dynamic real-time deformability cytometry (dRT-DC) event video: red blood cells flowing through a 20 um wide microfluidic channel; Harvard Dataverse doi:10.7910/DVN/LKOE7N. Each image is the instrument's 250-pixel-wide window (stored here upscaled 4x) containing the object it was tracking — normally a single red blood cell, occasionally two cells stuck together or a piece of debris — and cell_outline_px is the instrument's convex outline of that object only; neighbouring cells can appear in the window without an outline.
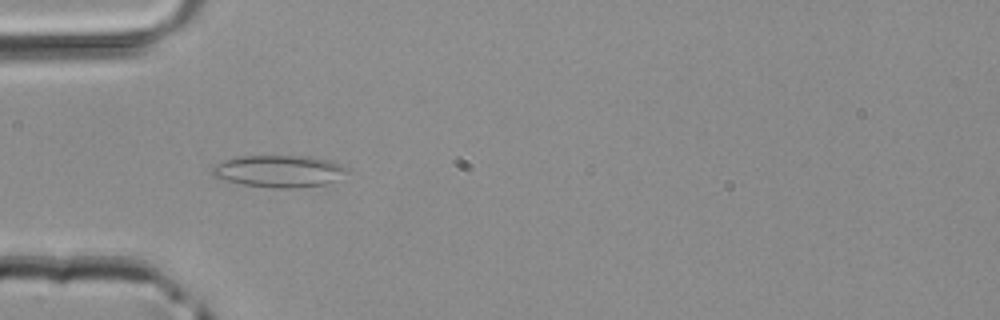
{"species": "common noctule bat (a hibernating species)", "species_latin": "Nyctalus noctula", "temperature_condition": "room temperature", "stored_images_in_passage": 3, "camera_frame_rate_fps": 3000, "um_per_image_px": 0.085, "animal": {"sex": "male", "body_mass_g": 20.4}, "frame": {"image": 1, "passage_image": 2, "time_ms": 0.333, "image_size_px": [1000, 320], "cell_outline_px": [[352, 168], [336, 180], [324, 184], [292, 188], [276, 188], [244, 184], [224, 180], [212, 176], [212, 168], [216, 164], [224, 160], [240, 156], [308, 156], [332, 160]], "centroid_in_image_um": [23.76, 14.53], "position_along_channel_um": 61.2, "area_um2": 25.2}}
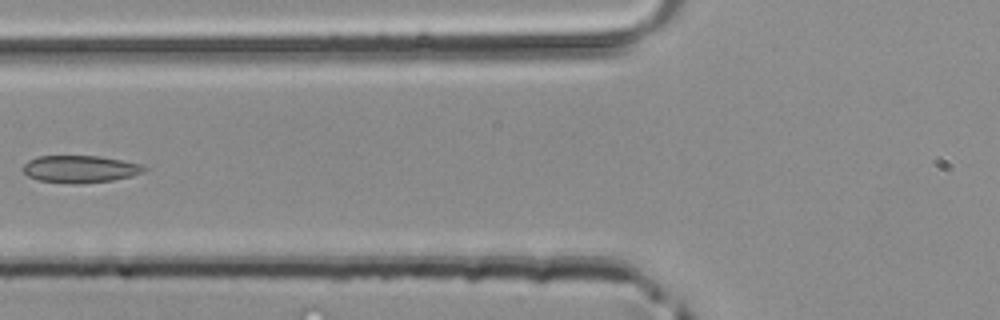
{"frame": {"image": 2, "passage_image": 3, "time_ms": 0.667, "image_size_px": [1000, 320], "cell_outline_px": [[148, 168], [144, 172], [132, 176], [112, 180], [76, 184], [72, 184], [40, 180], [28, 176], [20, 168], [28, 160], [36, 156], [96, 156], [144, 164]], "centroid_in_image_um": [6.81, 14.37], "position_along_channel_um": 119.0, "area_um2": 19.31}}